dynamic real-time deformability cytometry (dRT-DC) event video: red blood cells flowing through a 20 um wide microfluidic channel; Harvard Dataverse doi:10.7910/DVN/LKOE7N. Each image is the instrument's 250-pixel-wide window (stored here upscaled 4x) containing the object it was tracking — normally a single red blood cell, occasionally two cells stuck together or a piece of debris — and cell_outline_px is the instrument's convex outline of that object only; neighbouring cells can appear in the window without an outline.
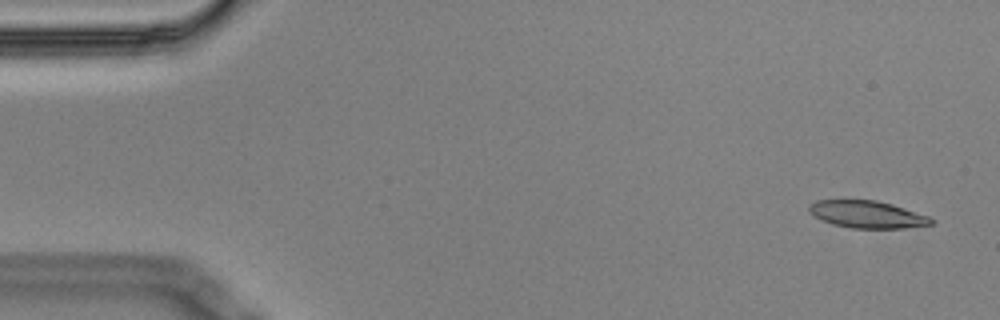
{"species": "Egyptian fruit bat (a non-hibernating species)", "species_latin": "Rousettus aegyptiacus", "temperature_condition": "cold", "stored_images_in_passage": 14, "camera_frame_rate_fps": 3000, "um_per_image_px": 0.085, "animal": {"sex": "male"}, "frame": {"image": 1, "passage_image": 1, "time_ms": 0.0, "image_size_px": [1000, 320], "cell_outline_px": [[936, 224], [904, 228], [852, 228], [832, 224], [820, 220], [808, 212], [808, 204], [816, 200], [876, 200], [892, 204], [928, 216], [936, 220]], "centroid_in_image_um": [73.7, 18.23], "position_along_channel_um": 11.3, "area_um2": 19.59}}
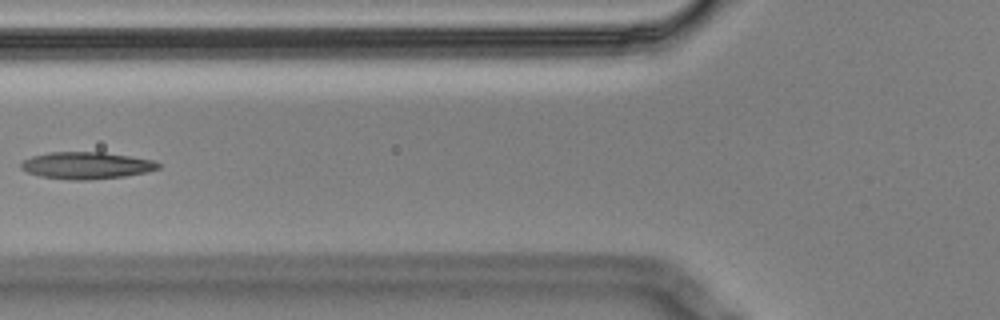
{"frame": {"image": 2, "passage_image": 5, "time_ms": 1.333, "image_size_px": [1000, 320], "cell_outline_px": [[160, 168], [144, 172], [124, 176], [88, 180], [72, 180], [40, 176], [28, 172], [20, 168], [20, 164], [24, 160], [32, 156], [48, 152], [104, 152], [152, 160], [160, 164]], "centroid_in_image_um": [7.31, 14.06], "position_along_channel_um": 118.5, "area_um2": 21.39}}
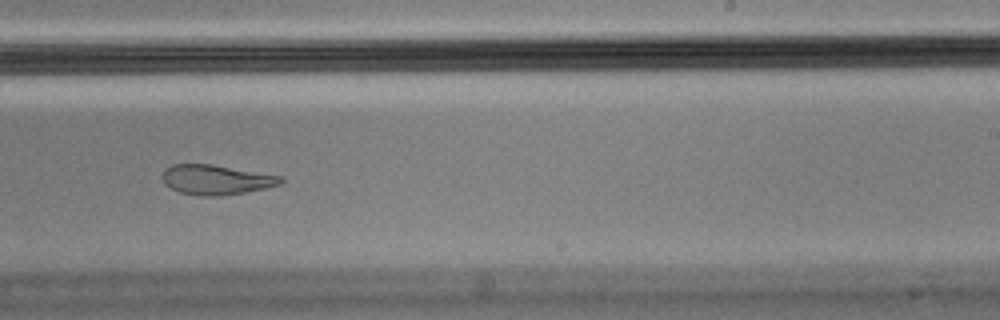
{"frame": {"image": 3, "passage_image": 9, "time_ms": 2.667, "image_size_px": [1000, 320], "cell_outline_px": [[284, 180], [280, 184], [264, 188], [244, 192], [220, 196], [200, 196], [180, 192], [164, 184], [160, 176], [164, 168], [172, 164], [212, 164], [284, 176]], "centroid_in_image_um": [18.34, 15.26], "position_along_channel_um": 270.7, "area_um2": 20.75}}